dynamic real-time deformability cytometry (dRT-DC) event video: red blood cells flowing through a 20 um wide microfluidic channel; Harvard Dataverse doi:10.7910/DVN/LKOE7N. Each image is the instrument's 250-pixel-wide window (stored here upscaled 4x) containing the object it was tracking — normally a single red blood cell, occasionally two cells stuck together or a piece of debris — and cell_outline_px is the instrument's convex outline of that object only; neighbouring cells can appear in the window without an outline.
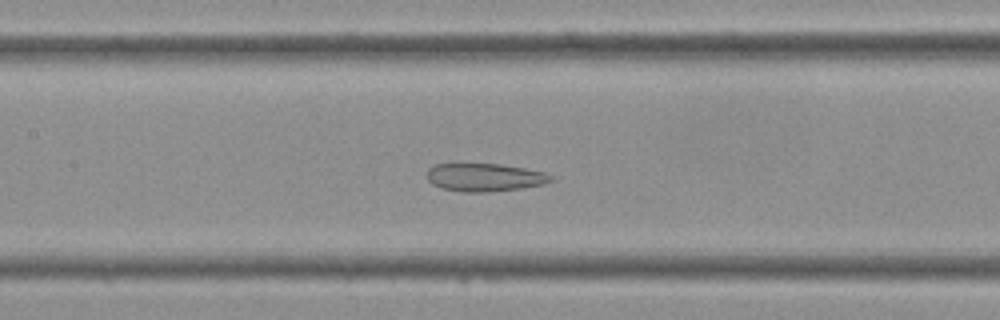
{"species": "Egyptian fruit bat (a non-hibernating species)", "species_latin": "Rousettus aegyptiacus", "temperature_condition": "cold", "stored_images_in_passage": 41, "camera_frame_rate_fps": 3000, "um_per_image_px": 0.085, "frame": {"image": 1, "passage_image": 18, "time_ms": 5.667, "image_size_px": [1000, 320], "cell_outline_px": [[552, 180], [544, 184], [520, 188], [484, 192], [464, 192], [444, 188], [432, 184], [428, 180], [428, 168], [436, 164], [452, 160], [500, 164], [524, 168], [544, 172], [552, 176]], "centroid_in_image_um": [41.11, 15.01], "position_along_channel_um": 166.3, "area_um2": 20.87}}
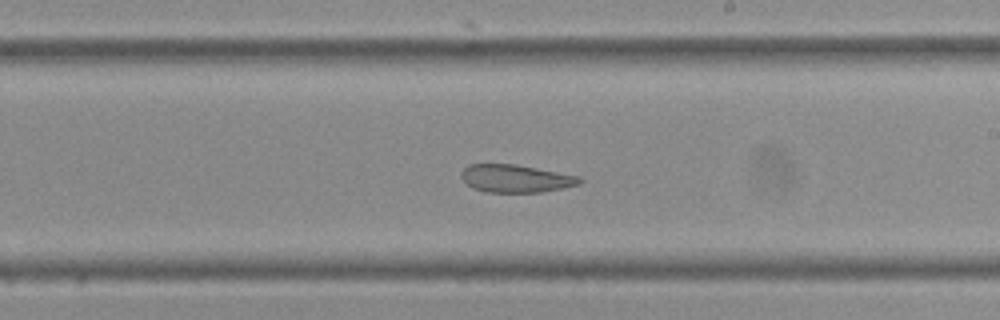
{"frame": {"image": 2, "passage_image": 23, "time_ms": 7.333, "image_size_px": [1000, 320], "cell_outline_px": [[584, 180], [580, 184], [564, 188], [540, 192], [488, 192], [472, 188], [460, 176], [460, 172], [468, 164], [516, 164], [580, 176]], "centroid_in_image_um": [43.85, 15.17], "position_along_channel_um": 245.1, "area_um2": 19.25}}
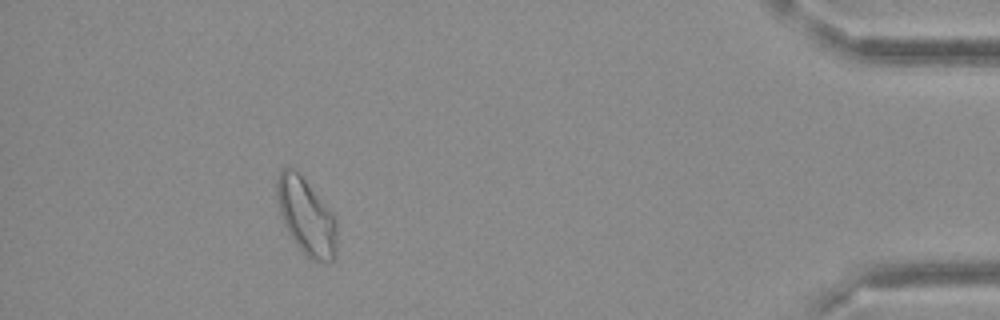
{"frame": {"image": 3, "passage_image": 37, "time_ms": 12.0, "image_size_px": [1000, 320], "cell_outline_px": [[336, 252], [332, 260], [312, 260], [296, 244], [284, 224], [276, 200], [276, 180], [280, 168], [292, 168], [304, 180], [336, 220]], "centroid_in_image_um": [25.98, 18.39], "position_along_channel_um": 409.2, "area_um2": 25.72}}